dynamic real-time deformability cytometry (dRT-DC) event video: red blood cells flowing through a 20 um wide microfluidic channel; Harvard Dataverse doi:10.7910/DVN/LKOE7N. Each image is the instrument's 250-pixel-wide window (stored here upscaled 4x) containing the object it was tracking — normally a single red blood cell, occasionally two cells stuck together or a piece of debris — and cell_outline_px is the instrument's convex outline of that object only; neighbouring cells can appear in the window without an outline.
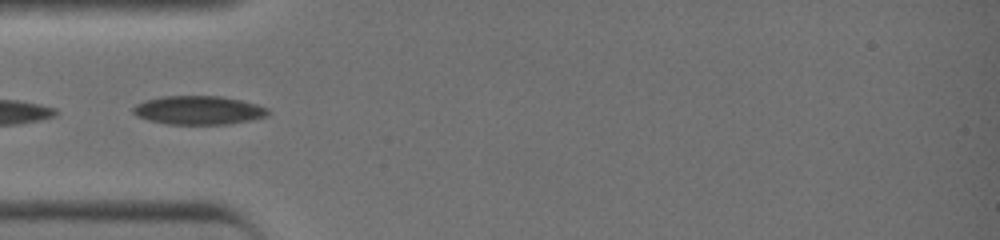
{"species": "common noctule bat (a hibernating species)", "species_latin": "Nyctalus noctula", "temperature_condition": "warm", "stored_images_in_passage": 7, "camera_frame_rate_fps": 3000, "um_per_image_px": 0.085, "animal": {"sex": "female", "body_mass_g": 19.0, "forearm_length_mm": 51.5}, "frame": {"image": 1, "passage_image": 1, "time_ms": 0.0, "image_size_px": [1000, 240], "cell_outline_px": [[268, 112], [264, 116], [224, 124], [172, 124], [152, 120], [140, 116], [132, 112], [132, 108], [136, 104], [148, 100], [164, 96], [220, 96], [240, 100], [264, 108]], "centroid_in_image_um": [16.8, 9.35], "position_along_channel_um": 68.2, "area_um2": 21.56}}